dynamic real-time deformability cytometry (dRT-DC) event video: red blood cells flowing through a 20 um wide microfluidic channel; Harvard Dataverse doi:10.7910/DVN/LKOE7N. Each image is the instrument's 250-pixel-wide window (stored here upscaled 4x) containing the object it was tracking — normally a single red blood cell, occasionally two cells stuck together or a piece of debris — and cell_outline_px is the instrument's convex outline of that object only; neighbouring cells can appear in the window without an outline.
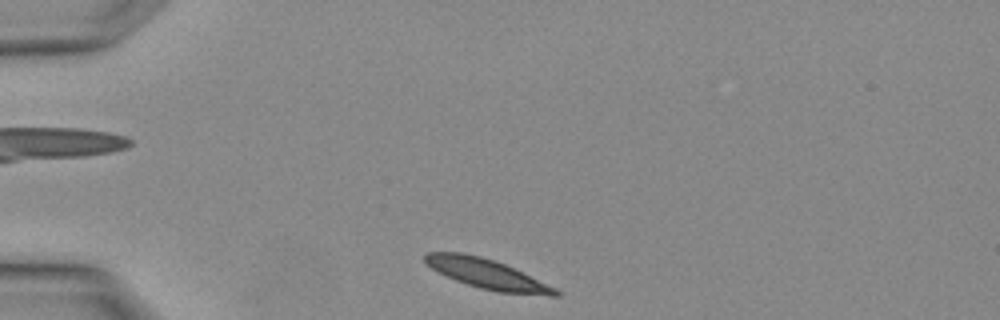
{"species": "Egyptian fruit bat (a non-hibernating species)", "species_latin": "Rousettus aegyptiacus", "temperature_condition": "warm", "stored_images_in_passage": 3, "camera_frame_rate_fps": 3000, "um_per_image_px": 0.085, "animal": {"sex": "female"}, "frame": {"image": 1, "passage_image": 3, "time_ms": 0.667, "image_size_px": [1000, 320], "cell_outline_px": [[560, 296], [548, 296], [496, 292], [480, 288], [456, 280], [432, 268], [424, 260], [424, 252], [464, 252], [480, 256], [504, 264], [556, 288], [560, 292]], "centroid_in_image_um": [41.41, 23.29], "position_along_channel_um": 43.6, "area_um2": 22.31}}